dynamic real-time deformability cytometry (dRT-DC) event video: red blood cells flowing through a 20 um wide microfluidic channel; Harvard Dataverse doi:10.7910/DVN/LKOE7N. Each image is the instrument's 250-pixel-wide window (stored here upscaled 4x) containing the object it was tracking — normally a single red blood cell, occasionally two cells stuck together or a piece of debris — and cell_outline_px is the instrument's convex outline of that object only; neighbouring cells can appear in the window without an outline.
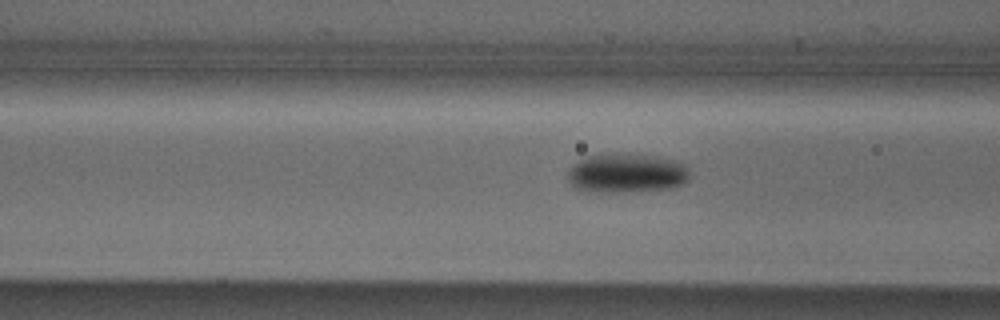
{"species": "Egyptian fruit bat (a non-hibernating species)", "species_latin": "Rousettus aegyptiacus", "temperature_condition": "cold", "stored_images_in_passage": 10, "camera_frame_rate_fps": 3000, "um_per_image_px": 0.085, "animal": {"sex": "male"}, "frame": {"image": 1, "passage_image": 7, "time_ms": 2.0, "image_size_px": [1000, 320], "cell_outline_px": [[688, 180], [684, 184], [672, 188], [592, 192], [588, 192], [576, 188], [568, 180], [568, 172], [572, 164], [588, 156], [616, 152], [624, 152], [652, 156], [672, 160], [684, 164], [688, 172]], "centroid_in_image_um": [53.22, 14.69], "position_along_channel_um": 113.4, "area_um2": 27.69}}